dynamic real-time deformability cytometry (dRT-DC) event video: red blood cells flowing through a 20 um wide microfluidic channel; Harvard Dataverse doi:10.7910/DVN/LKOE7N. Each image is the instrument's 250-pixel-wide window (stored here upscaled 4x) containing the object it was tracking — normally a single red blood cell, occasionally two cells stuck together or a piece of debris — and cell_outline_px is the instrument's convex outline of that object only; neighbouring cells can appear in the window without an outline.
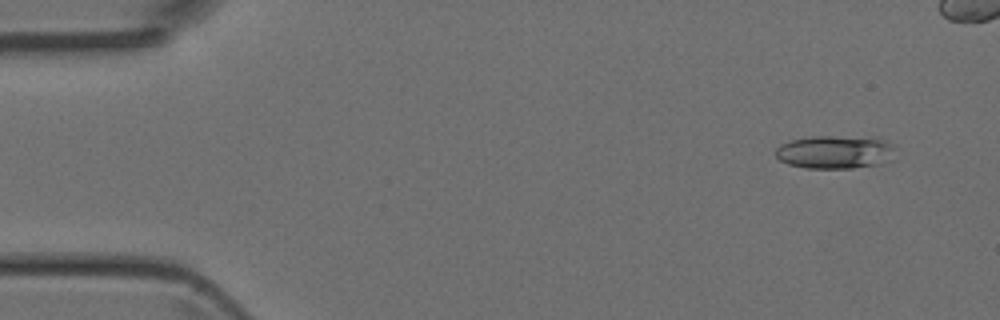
{"species": "Egyptian fruit bat (a non-hibernating species)", "species_latin": "Rousettus aegyptiacus", "temperature_condition": "room temperature", "stored_images_in_passage": 42, "camera_frame_rate_fps": 3000, "um_per_image_px": 0.085, "animal": {"sex": "female"}, "frame": {"image": 1, "passage_image": 4, "time_ms": 1.0, "image_size_px": [1000, 320], "cell_outline_px": [[892, 160], [880, 164], [852, 168], [804, 168], [788, 164], [780, 160], [776, 156], [776, 148], [780, 144], [792, 140], [812, 136], [876, 136], [892, 144]], "centroid_in_image_um": [70.99, 12.91], "position_along_channel_um": 14.0, "area_um2": 23.47}}
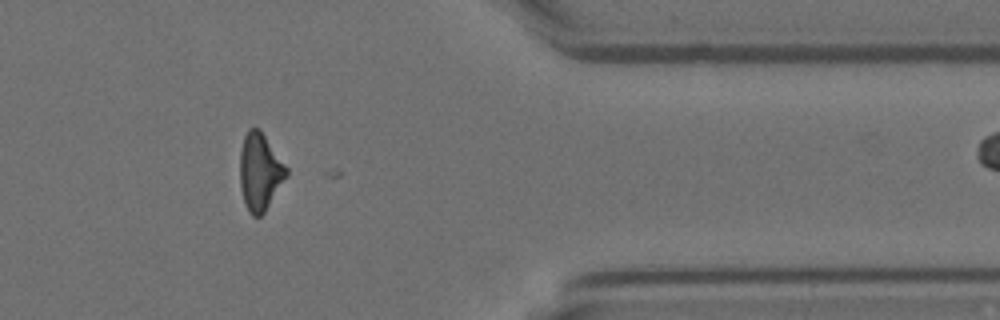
{"frame": {"image": 2, "passage_image": 39, "time_ms": 12.667, "image_size_px": [1000, 320], "cell_outline_px": [[288, 176], [264, 212], [260, 216], [252, 216], [248, 212], [244, 204], [240, 188], [240, 152], [244, 136], [248, 128], [260, 128], [288, 168]], "centroid_in_image_um": [22.09, 14.6], "position_along_channel_um": 389.3, "area_um2": 21.15}}